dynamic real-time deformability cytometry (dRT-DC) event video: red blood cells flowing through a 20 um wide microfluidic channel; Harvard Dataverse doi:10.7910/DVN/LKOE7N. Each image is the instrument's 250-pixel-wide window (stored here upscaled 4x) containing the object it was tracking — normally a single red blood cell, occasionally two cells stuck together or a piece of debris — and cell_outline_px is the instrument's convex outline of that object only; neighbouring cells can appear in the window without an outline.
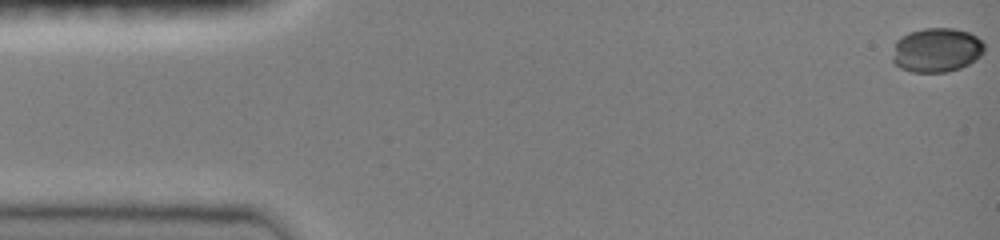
{"species": "common noctule bat (a hibernating species)", "species_latin": "Nyctalus noctula", "temperature_condition": "room temperature", "stored_images_in_passage": 47, "camera_frame_rate_fps": 3000, "um_per_image_px": 0.085, "animal": {"sex": "female", "body_mass_g": 19.0, "forearm_length_mm": 51.5}, "frame": {"image": 1, "passage_image": 1, "time_ms": 0.0, "image_size_px": [1000, 240], "cell_outline_px": [[984, 52], [976, 60], [960, 68], [948, 72], [912, 72], [900, 68], [892, 60], [892, 56], [896, 40], [900, 36], [908, 32], [924, 28], [956, 28], [968, 32], [976, 36], [984, 44]], "centroid_in_image_um": [79.6, 4.25], "position_along_channel_um": 5.4, "area_um2": 23.93}}
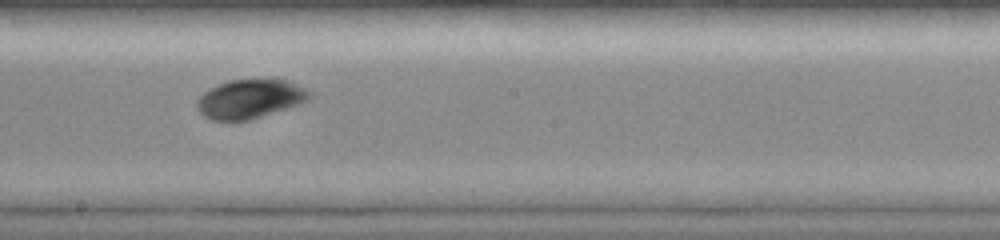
{"frame": {"image": 2, "passage_image": 27, "time_ms": 8.667, "image_size_px": [1000, 240], "cell_outline_px": [[312, 96], [308, 100], [300, 104], [252, 120], [212, 120], [204, 116], [196, 108], [196, 100], [204, 92], [228, 80], [288, 80], [312, 92]], "centroid_in_image_um": [21.26, 8.42], "position_along_channel_um": 226.9, "area_um2": 25.49}}
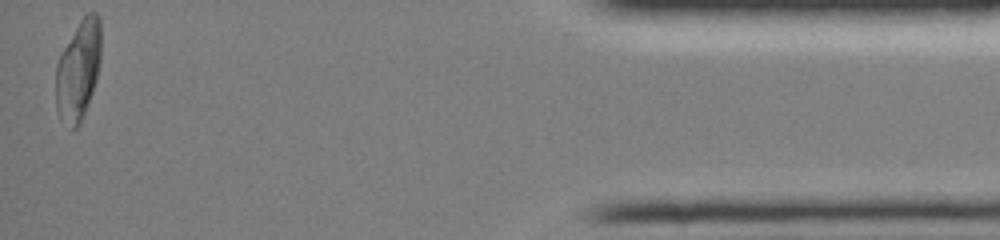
{"frame": {"image": 3, "passage_image": 47, "time_ms": 15.333, "image_size_px": [1000, 240], "cell_outline_px": [[100, 64], [96, 80], [92, 92], [80, 124], [76, 128], [72, 128], [60, 120], [56, 108], [56, 64], [60, 52], [80, 20], [88, 12], [96, 12], [100, 16]], "centroid_in_image_um": [6.64, 5.95], "position_along_channel_um": 428.6, "area_um2": 26.41}, "authors_computed_cell_mechanics": {"area_um2": 25.3742, "velocity_mm_per_s": 4.0594, "shape_relaxation_time_tau1_ms": 7.5776, "shape_relaxation_time_tau2_ms": null, "deformation_change_tau1": 0.0782, "deformation_change_tau2": null}}